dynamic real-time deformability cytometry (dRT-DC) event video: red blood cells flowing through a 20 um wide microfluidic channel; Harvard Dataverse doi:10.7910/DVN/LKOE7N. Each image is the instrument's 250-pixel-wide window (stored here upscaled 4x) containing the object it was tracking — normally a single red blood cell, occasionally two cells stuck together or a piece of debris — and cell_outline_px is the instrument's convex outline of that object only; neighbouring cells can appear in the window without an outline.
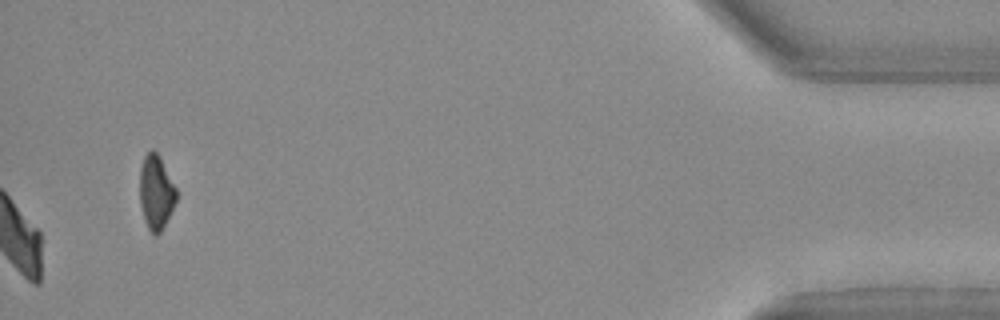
{"species": "Egyptian fruit bat (a non-hibernating species)", "species_latin": "Rousettus aegyptiacus", "temperature_condition": "warm", "stored_images_in_passage": 27, "camera_frame_rate_fps": 3000, "um_per_image_px": 0.085, "animal": {"sex": "female"}, "frame": {"image": 1, "passage_image": 27, "time_ms": 8.667, "image_size_px": [1000, 320], "cell_outline_px": [[176, 200], [160, 232], [156, 236], [148, 228], [144, 220], [140, 204], [140, 168], [144, 156], [152, 148], [160, 156], [176, 188]], "centroid_in_image_um": [13.24, 16.3], "position_along_channel_um": 422.0, "area_um2": 15.61}}